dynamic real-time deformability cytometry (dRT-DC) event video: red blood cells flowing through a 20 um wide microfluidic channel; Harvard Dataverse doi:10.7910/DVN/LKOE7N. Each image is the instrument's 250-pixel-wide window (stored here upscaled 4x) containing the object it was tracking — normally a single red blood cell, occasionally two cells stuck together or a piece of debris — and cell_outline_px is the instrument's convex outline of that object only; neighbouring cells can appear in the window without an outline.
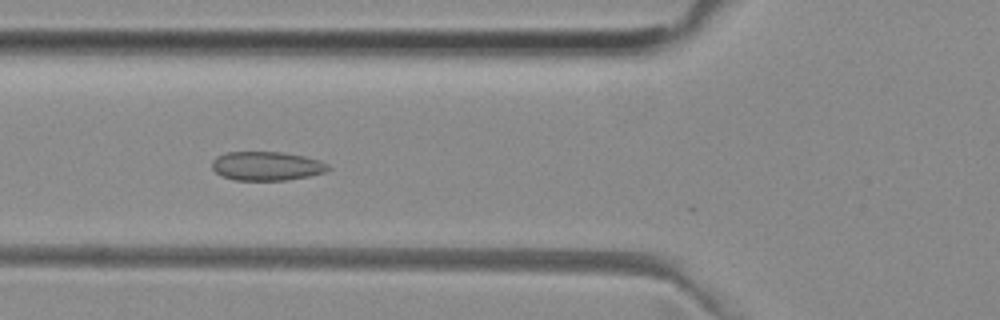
{"species": "common noctule bat (a hibernating species)", "species_latin": "Nyctalus noctula", "temperature_condition": "room temperature", "stored_images_in_passage": 7, "camera_frame_rate_fps": 3000, "um_per_image_px": 0.085, "animal": {"sex": "female", "body_mass_g": 29.2, "forearm_length_mm": 56.3}, "frame": {"image": 1, "passage_image": 4, "time_ms": 1.0, "image_size_px": [1000, 320], "cell_outline_px": [[332, 168], [328, 172], [308, 176], [284, 180], [236, 180], [220, 176], [212, 168], [212, 160], [216, 156], [224, 152], [284, 152], [304, 156], [320, 160], [328, 164]], "centroid_in_image_um": [22.68, 14.1], "position_along_channel_um": 103.1, "area_um2": 19.83}}
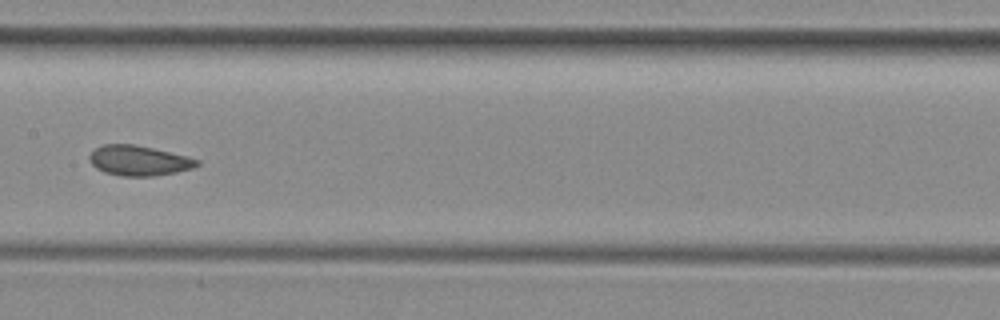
{"frame": {"image": 2, "passage_image": 6, "time_ms": 1.667, "image_size_px": [1000, 320], "cell_outline_px": [[200, 164], [192, 168], [176, 172], [152, 176], [120, 176], [104, 172], [96, 168], [88, 160], [88, 156], [96, 148], [104, 144], [132, 144], [152, 148], [188, 156], [200, 160]], "centroid_in_image_um": [11.79, 13.65], "position_along_channel_um": 195.6, "area_um2": 18.84}}
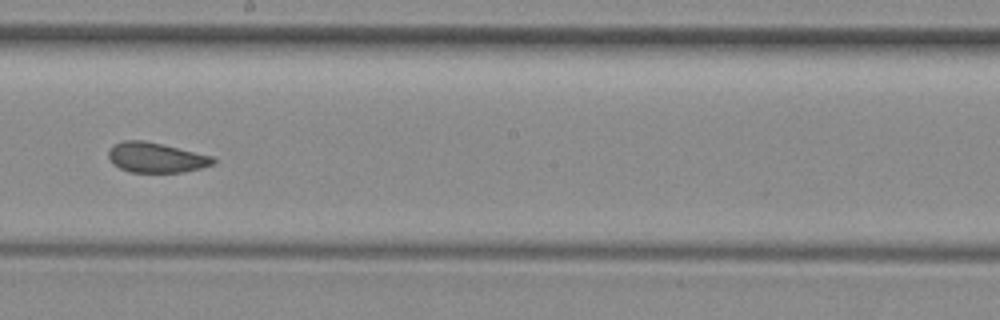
{"frame": {"image": 3, "passage_image": 7, "time_ms": 2.0, "image_size_px": [1000, 320], "cell_outline_px": [[216, 164], [184, 172], [128, 172], [112, 164], [108, 156], [108, 152], [112, 144], [124, 140], [144, 140], [212, 156], [216, 160]], "centroid_in_image_um": [13.23, 13.39], "position_along_channel_um": 235.0, "area_um2": 18.38}}